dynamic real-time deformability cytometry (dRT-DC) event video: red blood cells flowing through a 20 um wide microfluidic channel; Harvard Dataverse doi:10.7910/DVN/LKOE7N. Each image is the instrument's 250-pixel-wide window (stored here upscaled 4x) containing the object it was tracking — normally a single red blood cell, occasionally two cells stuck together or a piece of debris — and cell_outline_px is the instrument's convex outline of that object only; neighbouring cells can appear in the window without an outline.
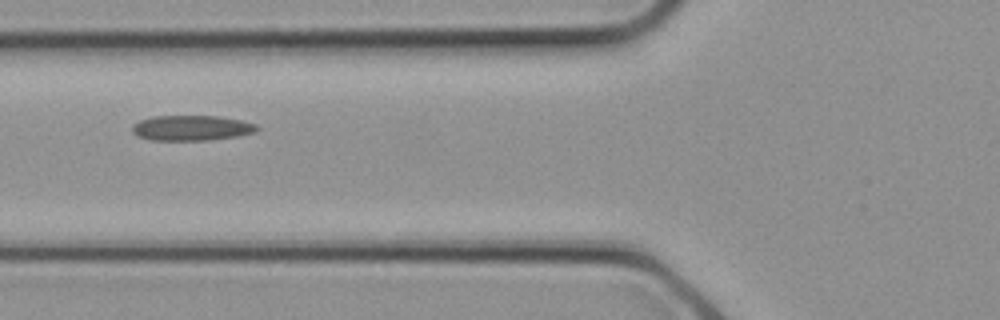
{"species": "common noctule bat (a hibernating species)", "species_latin": "Nyctalus noctula", "temperature_condition": "cold", "stored_images_in_passage": 4, "camera_frame_rate_fps": 3000, "um_per_image_px": 0.085, "animal": {"sex": "female", "body_mass_g": 21.9}, "frame": {"image": 1, "passage_image": 4, "time_ms": 1.0, "image_size_px": [1000, 320], "cell_outline_px": [[260, 128], [256, 132], [240, 136], [208, 140], [148, 140], [136, 136], [132, 132], [132, 124], [140, 120], [152, 116], [216, 116], [240, 120], [256, 124]], "centroid_in_image_um": [16.26, 10.88], "position_along_channel_um": 109.5, "area_um2": 18.55}}